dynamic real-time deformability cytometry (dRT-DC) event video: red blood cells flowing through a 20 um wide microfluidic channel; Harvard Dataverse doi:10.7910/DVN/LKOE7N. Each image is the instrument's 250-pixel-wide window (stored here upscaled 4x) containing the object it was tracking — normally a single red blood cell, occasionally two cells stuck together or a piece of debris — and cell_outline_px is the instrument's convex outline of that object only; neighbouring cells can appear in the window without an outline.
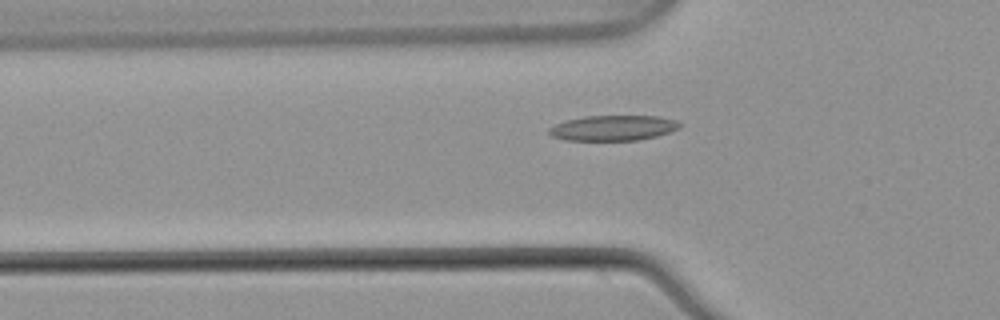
{"species": "common noctule bat (a hibernating species)", "species_latin": "Nyctalus noctula", "temperature_condition": "warm", "stored_images_in_passage": 37, "camera_frame_rate_fps": 3000, "um_per_image_px": 0.085, "animal": {"sex": "male", "body_mass_g": 21.5, "forearm_length_mm": 52.0}, "frame": {"image": 1, "passage_image": 11, "time_ms": 3.333, "image_size_px": [1000, 320], "cell_outline_px": [[684, 124], [680, 128], [656, 136], [636, 140], [564, 140], [552, 136], [548, 132], [548, 128], [564, 120], [584, 116], [660, 116], [676, 120]], "centroid_in_image_um": [52.12, 10.87], "position_along_channel_um": 73.7, "area_um2": 19.36}}
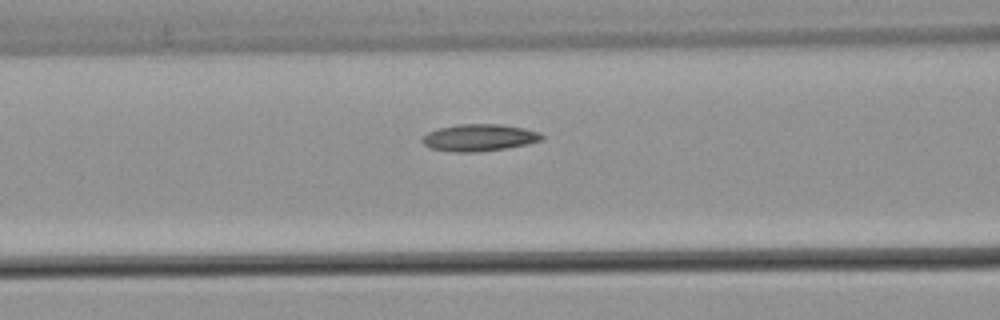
{"frame": {"image": 2, "passage_image": 15, "time_ms": 4.667, "image_size_px": [1000, 320], "cell_outline_px": [[544, 140], [528, 144], [504, 148], [476, 152], [452, 152], [428, 148], [420, 140], [420, 136], [428, 132], [440, 128], [456, 124], [500, 124], [524, 128], [540, 132], [544, 136]], "centroid_in_image_um": [40.71, 11.7], "position_along_channel_um": 125.9, "area_um2": 19.02}}
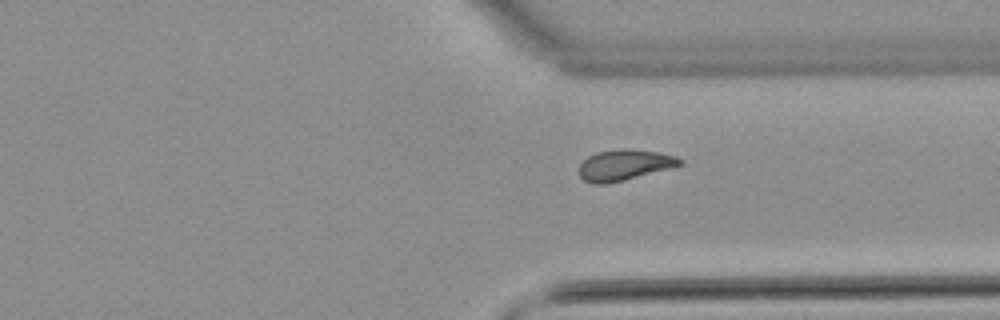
{"frame": {"image": 3, "passage_image": 33, "time_ms": 10.667, "image_size_px": [1000, 320], "cell_outline_px": [[684, 164], [676, 168], [624, 180], [604, 184], [592, 184], [584, 180], [580, 176], [580, 164], [588, 156], [596, 152], [616, 148], [628, 148], [660, 152], [676, 156], [684, 160]], "centroid_in_image_um": [53.15, 14.01], "position_along_channel_um": 358.2, "area_um2": 18.61}}